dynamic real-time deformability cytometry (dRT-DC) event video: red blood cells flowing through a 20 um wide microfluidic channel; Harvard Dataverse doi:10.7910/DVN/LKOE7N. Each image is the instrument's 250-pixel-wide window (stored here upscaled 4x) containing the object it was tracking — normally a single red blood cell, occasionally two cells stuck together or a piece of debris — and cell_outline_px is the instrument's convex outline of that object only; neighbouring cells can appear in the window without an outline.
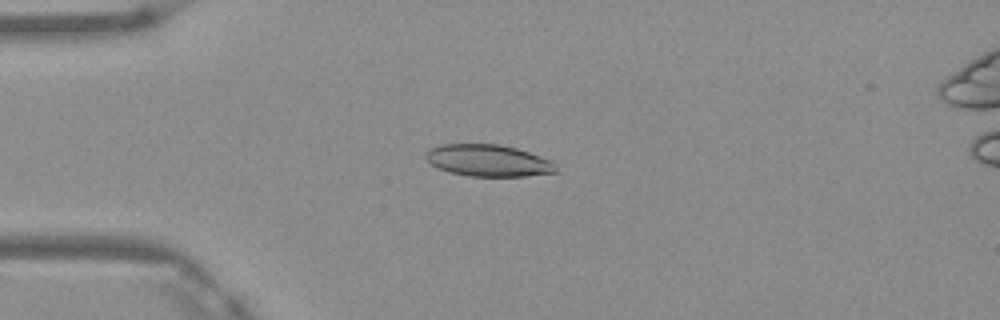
{"species": "Egyptian fruit bat (a non-hibernating species)", "species_latin": "Rousettus aegyptiacus", "temperature_condition": "warm", "stored_images_in_passage": 4, "camera_frame_rate_fps": 3000, "um_per_image_px": 0.085, "frame": {"image": 1, "passage_image": 3, "time_ms": 0.667, "image_size_px": [1000, 320], "cell_outline_px": [[560, 172], [524, 176], [468, 176], [448, 172], [432, 164], [424, 156], [424, 152], [428, 148], [440, 144], [500, 144], [516, 148], [552, 160], [556, 164]], "centroid_in_image_um": [41.51, 13.64], "position_along_channel_um": 43.5, "area_um2": 24.39}}